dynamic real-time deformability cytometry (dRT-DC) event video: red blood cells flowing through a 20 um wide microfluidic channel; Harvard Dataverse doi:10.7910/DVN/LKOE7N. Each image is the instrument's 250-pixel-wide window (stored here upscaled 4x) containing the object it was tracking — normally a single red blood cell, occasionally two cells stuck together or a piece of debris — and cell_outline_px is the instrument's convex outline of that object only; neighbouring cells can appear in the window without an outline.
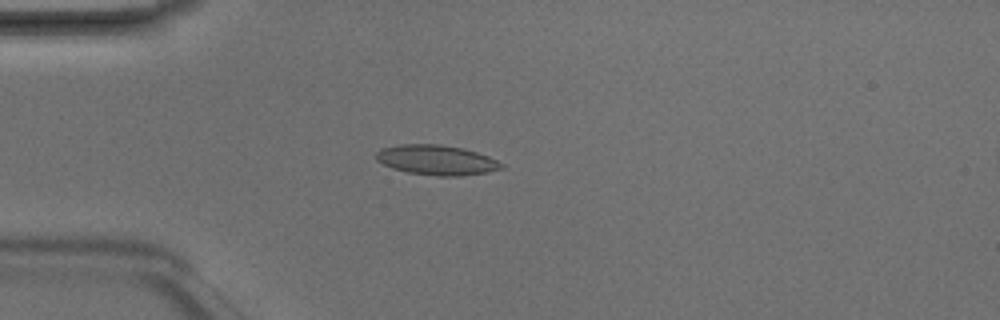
{"species": "Egyptian fruit bat (a non-hibernating species)", "species_latin": "Rousettus aegyptiacus", "temperature_condition": "room temperature", "stored_images_in_passage": 2, "camera_frame_rate_fps": 3000, "um_per_image_px": 0.085, "animal": {"sex": "male"}, "frame": {"image": 1, "passage_image": 2, "time_ms": 0.333, "image_size_px": [1000, 320], "cell_outline_px": [[504, 168], [488, 172], [460, 176], [440, 176], [408, 172], [392, 168], [376, 160], [376, 152], [380, 148], [400, 144], [440, 144], [464, 148], [488, 156], [504, 164]], "centroid_in_image_um": [37.11, 13.59], "position_along_channel_um": 47.9, "area_um2": 21.91}}